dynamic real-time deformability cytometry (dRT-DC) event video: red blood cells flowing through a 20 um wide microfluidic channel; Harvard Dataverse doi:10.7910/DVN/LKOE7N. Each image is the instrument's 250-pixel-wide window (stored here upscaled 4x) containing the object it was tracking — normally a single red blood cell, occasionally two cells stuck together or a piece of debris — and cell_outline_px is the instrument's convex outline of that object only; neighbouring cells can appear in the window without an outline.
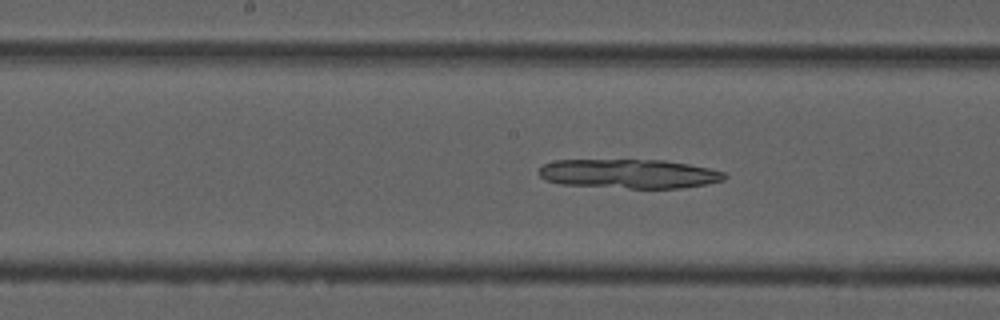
{"species": "common noctule bat (a hibernating species)", "species_latin": "Nyctalus noctula", "temperature_condition": "cold", "stored_images_in_passage": 53, "camera_frame_rate_fps": 3000, "um_per_image_px": 0.085, "animal": {"sex": "male", "forearm_length_mm": 52.5}, "frame": {"image": 1, "passage_image": 27, "time_ms": 8.667, "image_size_px": [1000, 320], "cell_outline_px": [[728, 176], [724, 180], [704, 184], [680, 188], [628, 188], [560, 184], [548, 180], [540, 176], [540, 168], [544, 164], [556, 160], [664, 160], [688, 164], [708, 168], [724, 172]], "centroid_in_image_um": [53.49, 14.77], "position_along_channel_um": 194.7, "area_um2": 31.33}}